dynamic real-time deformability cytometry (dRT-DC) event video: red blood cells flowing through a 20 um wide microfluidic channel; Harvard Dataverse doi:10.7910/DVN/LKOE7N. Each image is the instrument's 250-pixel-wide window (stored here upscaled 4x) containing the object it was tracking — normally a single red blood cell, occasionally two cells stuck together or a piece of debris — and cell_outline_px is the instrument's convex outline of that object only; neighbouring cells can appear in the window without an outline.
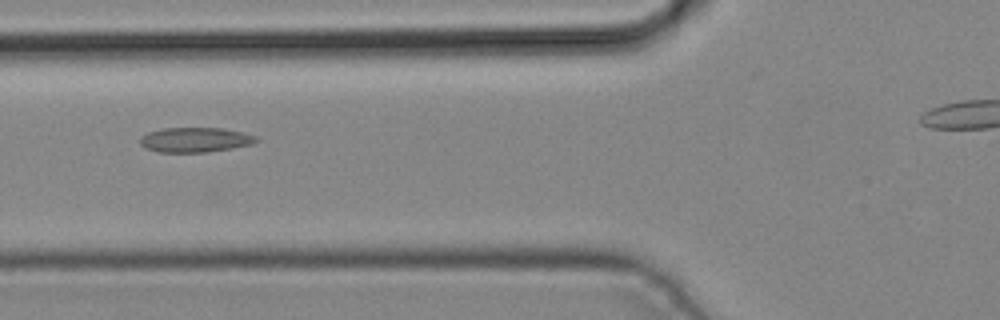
{"species": "common noctule bat (a hibernating species)", "species_latin": "Nyctalus noctula", "temperature_condition": "cold", "stored_images_in_passage": 2, "camera_frame_rate_fps": 3000, "um_per_image_px": 0.085, "animal": {"sex": "male", "body_mass_g": 19.2, "forearm_length_mm": 51.8}, "frame": {"image": 1, "passage_image": 2, "time_ms": 0.333, "image_size_px": [1000, 320], "cell_outline_px": [[260, 140], [252, 144], [232, 148], [208, 152], [156, 152], [144, 148], [140, 144], [140, 136], [148, 132], [160, 128], [224, 128], [256, 136]], "centroid_in_image_um": [16.55, 11.88], "position_along_channel_um": 109.3, "area_um2": 16.94}}